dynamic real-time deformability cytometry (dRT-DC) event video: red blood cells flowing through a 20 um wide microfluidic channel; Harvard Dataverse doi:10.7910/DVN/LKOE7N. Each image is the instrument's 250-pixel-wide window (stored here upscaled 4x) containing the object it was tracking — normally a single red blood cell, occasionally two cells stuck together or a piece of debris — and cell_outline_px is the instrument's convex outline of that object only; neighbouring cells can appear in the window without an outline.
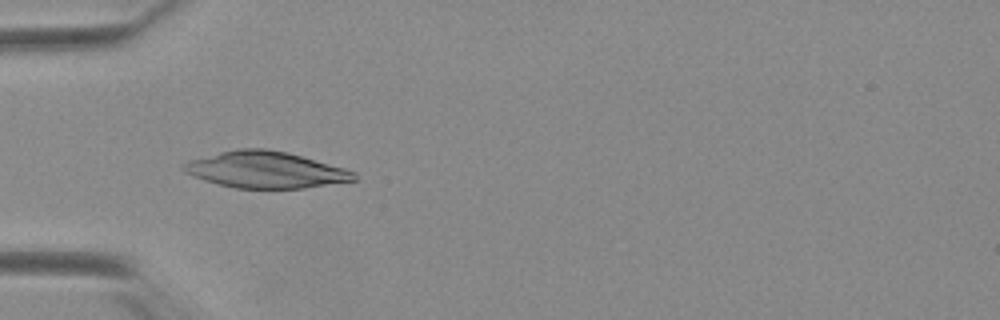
{"species": "Egyptian fruit bat (a non-hibernating species)", "species_latin": "Rousettus aegyptiacus", "temperature_condition": "warm", "stored_images_in_passage": 50, "camera_frame_rate_fps": 3000, "um_per_image_px": 0.085, "animal": {"sex": "female"}, "frame": {"image": 1, "passage_image": 16, "time_ms": 5.0, "image_size_px": [1000, 320], "cell_outline_px": [[356, 180], [304, 188], [236, 188], [216, 184], [204, 180], [184, 172], [180, 168], [180, 164], [188, 160], [236, 148], [264, 148], [284, 152], [300, 156], [344, 168], [356, 172]], "centroid_in_image_um": [22.5, 14.43], "position_along_channel_um": 62.5, "area_um2": 36.07}}
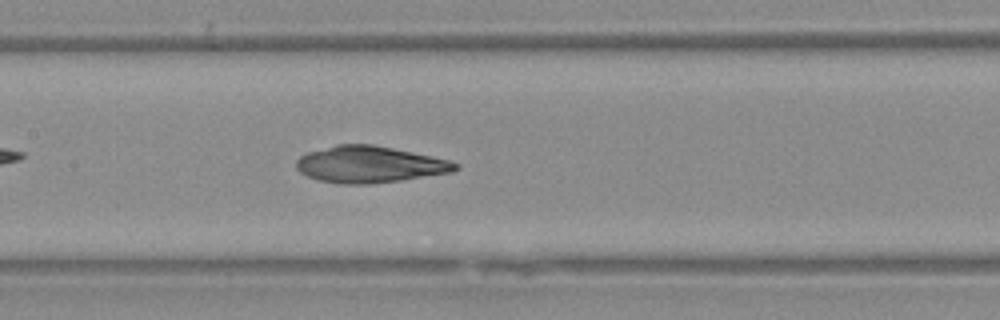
{"frame": {"image": 2, "passage_image": 25, "time_ms": 8.0, "image_size_px": [1000, 320], "cell_outline_px": [[460, 168], [452, 172], [400, 180], [368, 184], [340, 184], [316, 180], [300, 172], [296, 168], [296, 160], [300, 156], [308, 152], [336, 144], [372, 144], [432, 156], [448, 160], [460, 164]], "centroid_in_image_um": [31.4, 13.98], "position_along_channel_um": 176.0, "area_um2": 33.87}}
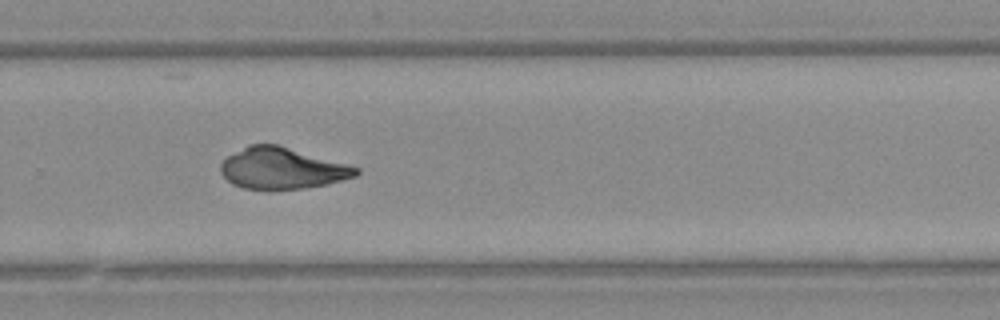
{"frame": {"image": 3, "passage_image": 35, "time_ms": 11.333, "image_size_px": [1000, 320], "cell_outline_px": [[360, 172], [356, 176], [328, 184], [304, 188], [272, 192], [268, 192], [244, 188], [232, 184], [220, 172], [220, 164], [228, 156], [248, 144], [276, 144], [360, 168]], "centroid_in_image_um": [23.95, 14.35], "position_along_channel_um": 305.9, "area_um2": 32.95}}